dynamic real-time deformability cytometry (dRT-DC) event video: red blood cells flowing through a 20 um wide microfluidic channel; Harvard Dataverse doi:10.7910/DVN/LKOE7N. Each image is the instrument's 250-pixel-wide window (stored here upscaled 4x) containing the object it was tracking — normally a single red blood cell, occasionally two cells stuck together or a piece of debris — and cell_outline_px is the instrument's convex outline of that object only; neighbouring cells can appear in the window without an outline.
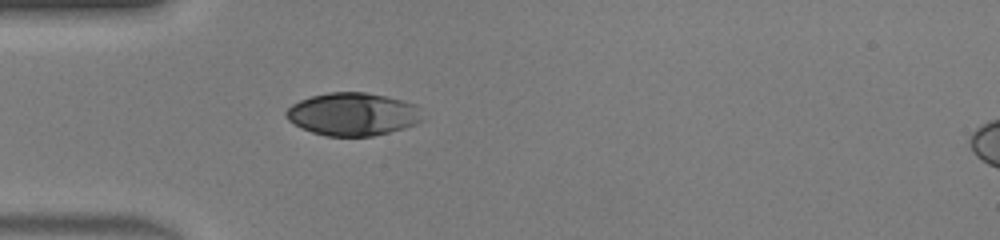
{"species": "human", "species_latin": "Homo sapiens", "temperature_condition": "warm", "stored_images_in_passage": 33, "camera_frame_rate_fps": 3000, "um_per_image_px": 0.085, "donor": {"sex": "male"}, "frame": {"image": 1, "passage_image": 1, "time_ms": 0.0, "image_size_px": [1000, 240], "cell_outline_px": [[424, 120], [416, 124], [404, 128], [372, 136], [328, 136], [312, 132], [300, 128], [288, 120], [284, 116], [284, 112], [292, 104], [300, 100], [312, 96], [328, 92], [364, 92], [404, 100], [416, 104]], "centroid_in_image_um": [29.98, 9.7], "position_along_channel_um": 55.0, "area_um2": 34.16}}
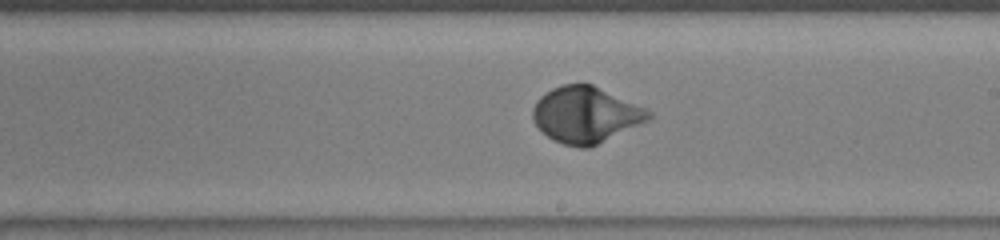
{"frame": {"image": 2, "passage_image": 14, "time_ms": 4.333, "image_size_px": [1000, 240], "cell_outline_px": [[652, 116], [648, 120], [588, 148], [580, 148], [564, 144], [552, 140], [532, 120], [532, 108], [536, 100], [540, 96], [552, 88], [564, 84], [592, 84], [644, 108], [652, 112]], "centroid_in_image_um": [49.74, 9.75], "position_along_channel_um": 239.3, "area_um2": 37.34}}
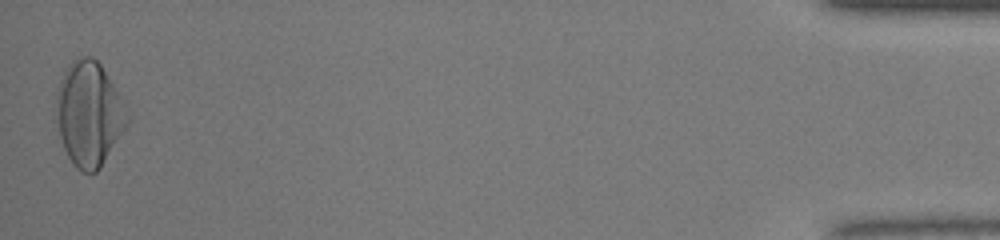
{"frame": {"image": 3, "passage_image": 33, "time_ms": 10.667, "image_size_px": [1000, 240], "cell_outline_px": [[128, 124], [100, 168], [96, 172], [80, 172], [72, 164], [64, 148], [60, 136], [56, 120], [56, 92], [60, 80], [68, 64], [84, 56], [92, 56], [100, 64], [124, 100], [128, 120]], "centroid_in_image_um": [7.56, 9.69], "position_along_channel_um": 427.6, "area_um2": 43.18}, "authors_computed_cell_mechanics": {"area_um2": 36.8186, "velocity_mm_per_s": 4.4213, "shape_relaxation_time_tau1_ms": 2.3184, "shape_relaxation_time_tau2_ms": null, "deformation_change_tau1": 0.195, "deformation_change_tau2": null}}